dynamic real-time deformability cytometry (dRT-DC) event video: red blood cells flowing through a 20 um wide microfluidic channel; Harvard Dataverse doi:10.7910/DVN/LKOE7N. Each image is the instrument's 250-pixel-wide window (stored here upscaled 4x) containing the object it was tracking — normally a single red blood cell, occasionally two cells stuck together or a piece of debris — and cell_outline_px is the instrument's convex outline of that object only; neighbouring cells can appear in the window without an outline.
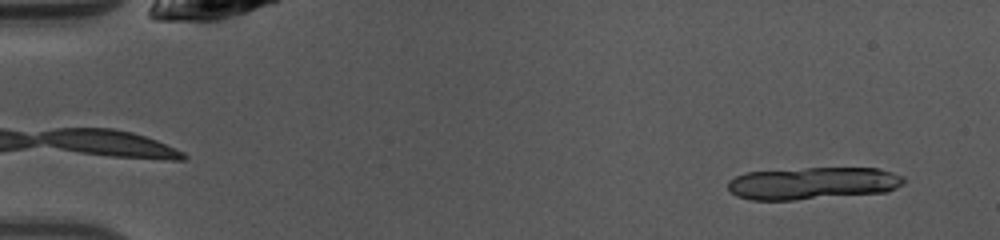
{"species": "common noctule bat (a hibernating species)", "species_latin": "Nyctalus noctula", "temperature_condition": "warm", "stored_images_in_passage": 13, "camera_frame_rate_fps": 3000, "um_per_image_px": 0.085, "animal": {"sex": "female", "body_mass_g": 10.0, "forearm_length_mm": 53.1}, "frame": {"image": 1, "passage_image": 4, "time_ms": 1.0, "image_size_px": [1000, 240], "cell_outline_px": [[904, 184], [888, 192], [796, 200], [752, 200], [736, 196], [728, 188], [728, 180], [744, 172], [804, 168], [876, 168], [892, 172], [904, 176]], "centroid_in_image_um": [69.09, 15.58], "position_along_channel_um": 15.9, "area_um2": 33.41}}